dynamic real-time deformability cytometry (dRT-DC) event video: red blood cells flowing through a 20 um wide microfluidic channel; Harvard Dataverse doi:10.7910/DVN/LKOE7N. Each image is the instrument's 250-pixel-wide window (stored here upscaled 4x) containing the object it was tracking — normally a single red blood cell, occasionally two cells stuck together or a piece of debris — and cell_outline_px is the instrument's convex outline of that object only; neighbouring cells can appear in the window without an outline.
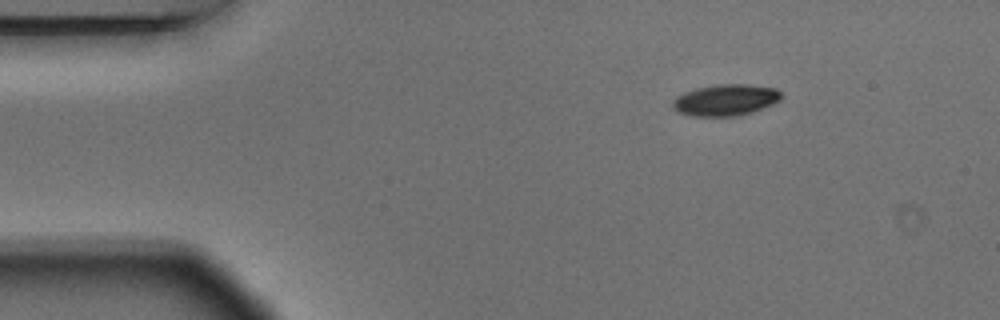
{"species": "Egyptian fruit bat (a non-hibernating species)", "species_latin": "Rousettus aegyptiacus", "temperature_condition": "warm", "stored_images_in_passage": 3, "camera_frame_rate_fps": 3000, "um_per_image_px": 0.085, "animal": {"sex": "male"}, "frame": {"image": 1, "passage_image": 1, "time_ms": 0.0, "image_size_px": [1000, 320], "cell_outline_px": [[784, 96], [780, 100], [772, 104], [752, 112], [736, 116], [688, 116], [672, 108], [672, 100], [676, 96], [684, 92], [696, 88], [716, 84], [748, 84], [776, 88]], "centroid_in_image_um": [61.66, 8.49], "position_along_channel_um": 23.3, "area_um2": 20.06}}